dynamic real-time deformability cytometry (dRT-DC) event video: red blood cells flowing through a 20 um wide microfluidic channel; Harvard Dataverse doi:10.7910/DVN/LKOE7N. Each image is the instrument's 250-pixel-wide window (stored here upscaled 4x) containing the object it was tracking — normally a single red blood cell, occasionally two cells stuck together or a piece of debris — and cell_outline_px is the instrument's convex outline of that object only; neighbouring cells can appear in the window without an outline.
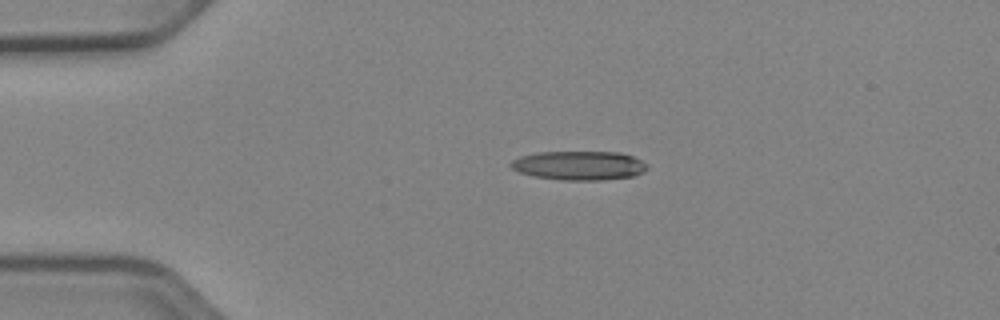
{"species": "Egyptian fruit bat (a non-hibernating species)", "species_latin": "Rousettus aegyptiacus", "temperature_condition": "cold", "stored_images_in_passage": 10, "camera_frame_rate_fps": 3000, "um_per_image_px": 0.085, "animal": {"sex": "female"}, "frame": {"image": 1, "passage_image": 1, "time_ms": 0.0, "image_size_px": [1000, 320], "cell_outline_px": [[648, 168], [644, 172], [632, 176], [604, 180], [564, 180], [532, 176], [520, 172], [512, 168], [508, 164], [512, 160], [520, 156], [536, 152], [620, 152], [632, 156], [648, 164]], "centroid_in_image_um": [49.22, 14.06], "position_along_channel_um": 35.8, "area_um2": 23.18}}
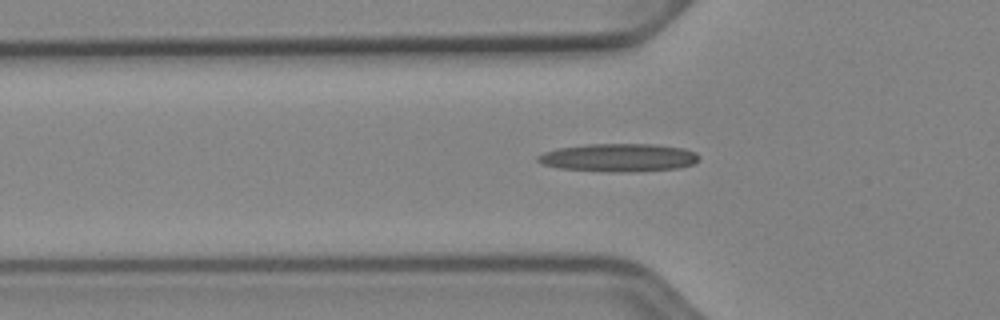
{"frame": {"image": 2, "passage_image": 7, "time_ms": 2.0, "image_size_px": [1000, 320], "cell_outline_px": [[700, 160], [692, 164], [680, 168], [628, 172], [608, 172], [560, 168], [544, 164], [536, 160], [536, 156], [544, 152], [556, 148], [588, 144], [656, 144], [684, 148], [696, 152], [700, 156]], "centroid_in_image_um": [52.62, 13.39], "position_along_channel_um": 73.2, "area_um2": 26.59}}